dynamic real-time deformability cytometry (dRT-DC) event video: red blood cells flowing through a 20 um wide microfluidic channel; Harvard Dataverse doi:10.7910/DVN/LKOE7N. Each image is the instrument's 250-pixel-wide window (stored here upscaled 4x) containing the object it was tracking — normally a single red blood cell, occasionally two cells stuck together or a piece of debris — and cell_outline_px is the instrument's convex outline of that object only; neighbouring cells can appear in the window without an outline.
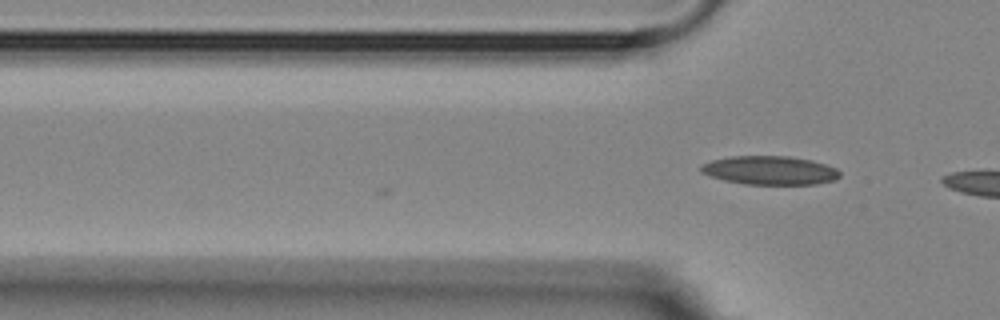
{"species": "Egyptian fruit bat (a non-hibernating species)", "species_latin": "Rousettus aegyptiacus", "temperature_condition": "room temperature", "stored_images_in_passage": 10, "camera_frame_rate_fps": 3000, "um_per_image_px": 0.085, "animal": {"sex": "female"}, "frame": {"image": 1, "passage_image": 10, "time_ms": 3.0, "image_size_px": [1000, 320], "cell_outline_px": [[840, 176], [836, 180], [816, 184], [744, 184], [724, 180], [700, 172], [700, 164], [712, 160], [732, 156], [788, 156], [812, 160], [836, 168], [840, 172]], "centroid_in_image_um": [65.44, 14.48], "position_along_channel_um": 60.4, "area_um2": 23.24}}